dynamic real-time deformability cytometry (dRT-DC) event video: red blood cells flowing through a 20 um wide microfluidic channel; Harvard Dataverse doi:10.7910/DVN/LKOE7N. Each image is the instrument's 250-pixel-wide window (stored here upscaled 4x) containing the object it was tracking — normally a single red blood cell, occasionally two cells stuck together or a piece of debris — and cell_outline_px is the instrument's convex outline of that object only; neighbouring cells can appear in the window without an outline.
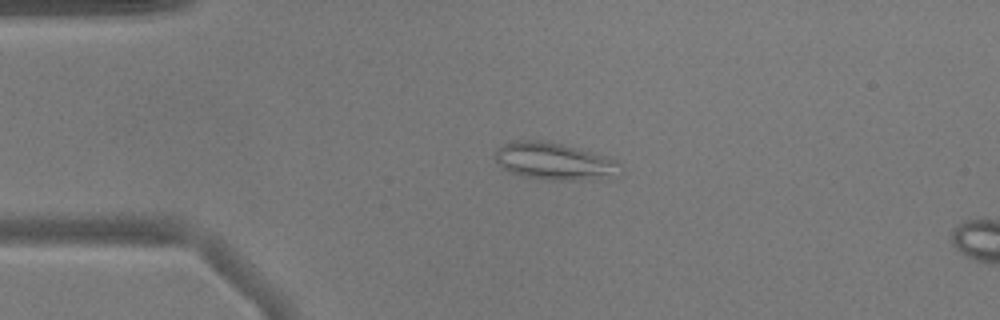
{"species": "common noctule bat (a hibernating species)", "species_latin": "Nyctalus noctula", "temperature_condition": "warm", "stored_images_in_passage": 14, "camera_frame_rate_fps": 3000, "um_per_image_px": 0.085, "animal": {"sex": "male", "body_mass_g": 17.9}, "frame": {"image": 1, "passage_image": 10, "time_ms": 3.0, "image_size_px": [1000, 320], "cell_outline_px": [[624, 172], [620, 176], [600, 180], [548, 180], [524, 176], [512, 172], [504, 168], [492, 156], [496, 148], [504, 144], [516, 140], [544, 140], [576, 148], [620, 160], [624, 168]], "centroid_in_image_um": [47.23, 13.73], "position_along_channel_um": 37.8, "area_um2": 27.74}}